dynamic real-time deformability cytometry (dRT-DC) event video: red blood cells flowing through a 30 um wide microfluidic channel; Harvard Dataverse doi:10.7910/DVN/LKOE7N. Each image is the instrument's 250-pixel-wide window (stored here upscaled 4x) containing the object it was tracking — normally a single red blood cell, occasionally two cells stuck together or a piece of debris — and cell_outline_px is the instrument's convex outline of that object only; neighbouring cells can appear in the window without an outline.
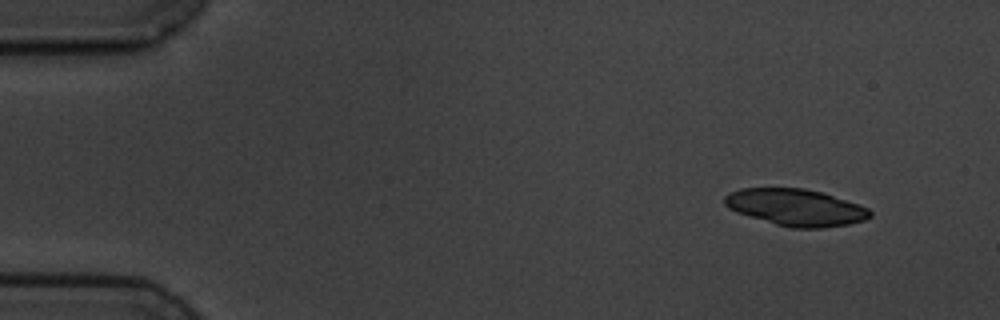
{"species": "common noctule bat (a hibernating species)", "species_latin": "Nyctalus noctula", "temperature_condition": "cold", "stored_images_in_passage": 4, "camera_frame_rate_fps": 3000, "um_per_image_px": 0.085, "animal": {"sex": "male", "body_mass_g": 19.5, "forearm_length_mm": 54.6}, "frame": {"image": 1, "passage_image": 1, "time_ms": 0.0, "image_size_px": [1000, 320], "cell_outline_px": [[872, 216], [864, 220], [848, 224], [824, 228], [792, 228], [776, 224], [736, 212], [728, 208], [724, 204], [724, 196], [740, 188], [804, 188], [820, 192], [868, 208], [872, 212]], "centroid_in_image_um": [67.62, 17.63], "position_along_channel_um": 17.4, "area_um2": 30.87}}